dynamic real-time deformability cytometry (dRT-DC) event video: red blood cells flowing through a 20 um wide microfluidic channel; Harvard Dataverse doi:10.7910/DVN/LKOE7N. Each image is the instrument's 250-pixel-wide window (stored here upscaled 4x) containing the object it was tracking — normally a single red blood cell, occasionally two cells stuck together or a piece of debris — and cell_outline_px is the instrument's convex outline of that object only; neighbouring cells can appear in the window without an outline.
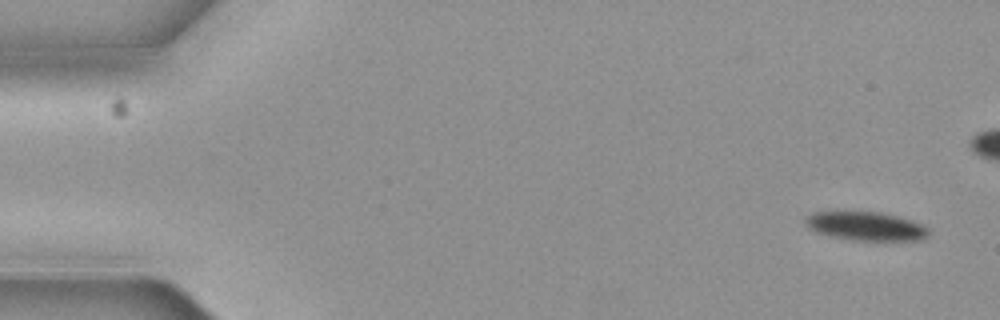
{"species": "common noctule bat (a hibernating species)", "species_latin": "Nyctalus noctula", "temperature_condition": "cold", "stored_images_in_passage": 8, "segment_of_instrument_passage": [1, 2], "camera_frame_rate_fps": 3000, "um_per_image_px": 0.085, "animal": {"sex": "female", "body_mass_g": 19.3, "forearm_length_mm": 54.1}, "frame": {"image": 1, "passage_image": 1, "time_ms": 0.0, "image_size_px": [1000, 320], "cell_outline_px": [[928, 236], [920, 240], [852, 240], [832, 236], [820, 232], [812, 228], [804, 220], [812, 212], [880, 212], [900, 216], [912, 220], [928, 228]], "centroid_in_image_um": [73.67, 19.22], "position_along_channel_um": 11.3, "area_um2": 20.23}}
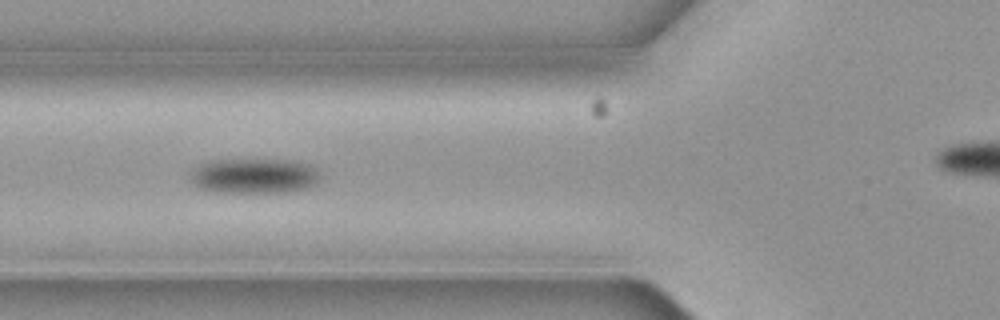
{"frame": {"image": 2, "passage_image": 6, "time_ms": 1.667, "image_size_px": [1000, 320], "cell_outline_px": [[320, 180], [316, 184], [308, 188], [288, 192], [216, 192], [200, 188], [192, 180], [192, 172], [200, 164], [212, 160], [296, 160], [312, 164], [320, 172]], "centroid_in_image_um": [21.72, 14.95], "position_along_channel_um": 104.1, "area_um2": 26.65}}
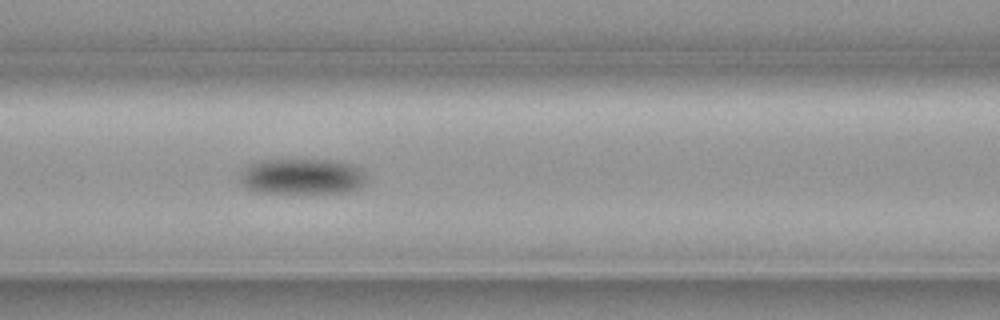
{"frame": {"image": 3, "passage_image": 7, "time_ms": 2.0, "image_size_px": [1000, 320], "cell_outline_px": [[364, 180], [356, 188], [348, 192], [256, 192], [244, 188], [240, 180], [240, 172], [248, 164], [256, 160], [288, 156], [328, 160], [352, 164], [360, 168], [364, 172]], "centroid_in_image_um": [25.55, 14.93], "position_along_channel_um": 141.1, "area_um2": 27.17}}